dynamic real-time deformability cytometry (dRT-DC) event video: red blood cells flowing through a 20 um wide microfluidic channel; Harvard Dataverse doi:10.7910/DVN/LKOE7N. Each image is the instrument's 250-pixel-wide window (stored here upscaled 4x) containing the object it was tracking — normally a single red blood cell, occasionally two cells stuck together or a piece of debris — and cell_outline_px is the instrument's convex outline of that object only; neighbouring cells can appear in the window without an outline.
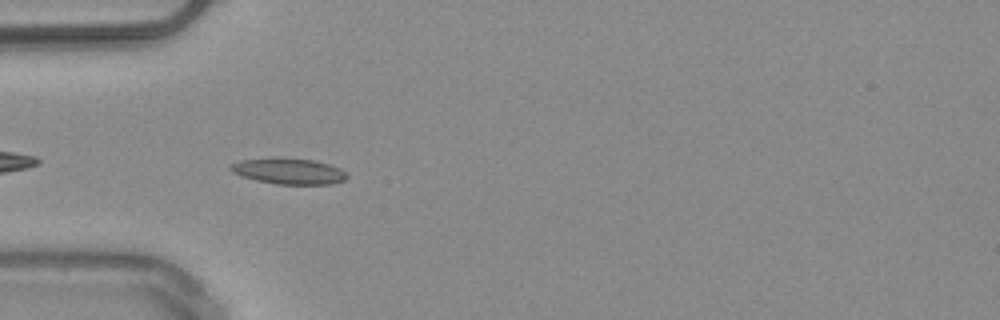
{"species": "common noctule bat (a hibernating species)", "species_latin": "Nyctalus noctula", "temperature_condition": "warm", "stored_images_in_passage": 7, "camera_frame_rate_fps": 3000, "um_per_image_px": 0.085, "animal": {"sex": "male", "body_mass_g": 20.4}, "frame": {"image": 1, "passage_image": 3, "time_ms": 0.667, "image_size_px": [1000, 320], "cell_outline_px": [[348, 176], [344, 180], [328, 184], [276, 184], [256, 180], [240, 176], [232, 172], [228, 168], [228, 164], [240, 160], [316, 160], [340, 168]], "centroid_in_image_um": [24.52, 14.59], "position_along_channel_um": 60.5, "area_um2": 16.88}}